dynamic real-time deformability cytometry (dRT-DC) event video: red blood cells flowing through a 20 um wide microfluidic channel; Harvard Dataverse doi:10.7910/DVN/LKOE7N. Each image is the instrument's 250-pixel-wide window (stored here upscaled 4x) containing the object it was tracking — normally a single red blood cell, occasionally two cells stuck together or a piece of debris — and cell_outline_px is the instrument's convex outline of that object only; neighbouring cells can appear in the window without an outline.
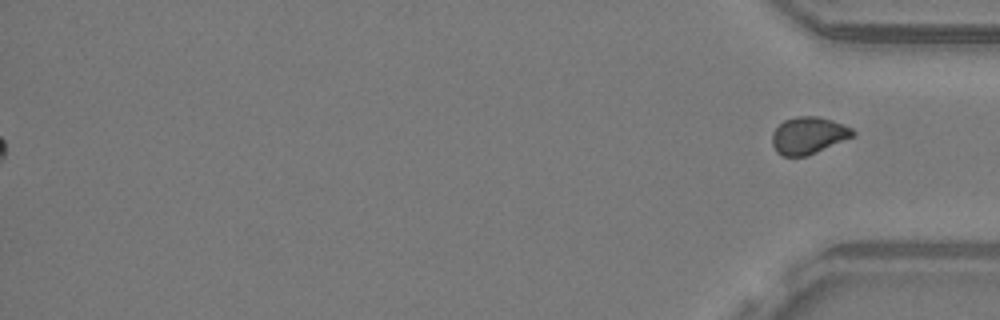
{"species": "common noctule bat (a hibernating species)", "species_latin": "Nyctalus noctula", "temperature_condition": "warm", "stored_images_in_passage": 39, "segment_of_instrument_passage": [2, 2], "camera_frame_rate_fps": 3000, "um_per_image_px": 0.085, "animal": {"sex": "male", "body_mass_g": 19.2, "forearm_length_mm": 51.8}, "frame": {"image": 1, "passage_image": 39, "time_ms": 12.667, "image_size_px": [1000, 320], "cell_outline_px": [[856, 132], [852, 136], [816, 152], [804, 156], [784, 156], [776, 152], [772, 144], [772, 132], [784, 120], [796, 116], [816, 116], [832, 120], [852, 128]], "centroid_in_image_um": [68.68, 11.5], "position_along_channel_um": 366.5, "area_um2": 17.17}}